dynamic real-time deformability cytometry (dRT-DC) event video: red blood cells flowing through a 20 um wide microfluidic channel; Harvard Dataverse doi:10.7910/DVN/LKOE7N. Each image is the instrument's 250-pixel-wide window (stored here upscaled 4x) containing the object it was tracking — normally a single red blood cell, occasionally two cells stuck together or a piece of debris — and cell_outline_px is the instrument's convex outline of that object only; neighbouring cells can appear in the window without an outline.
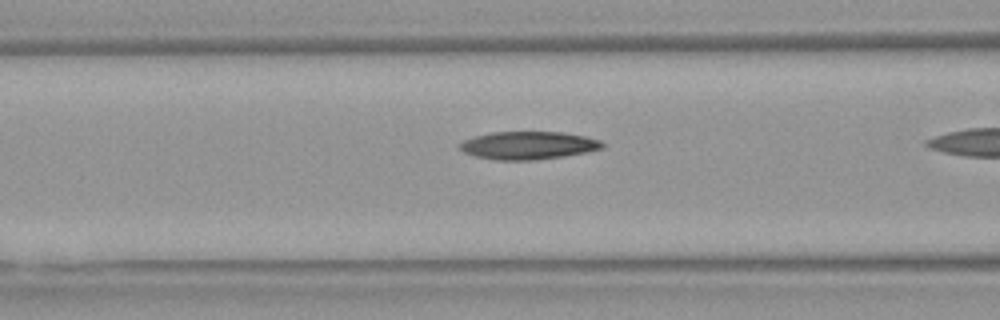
{"species": "Egyptian fruit bat (a non-hibernating species)", "species_latin": "Rousettus aegyptiacus", "temperature_condition": "warm", "stored_images_in_passage": 21, "camera_frame_rate_fps": 3000, "um_per_image_px": 0.085, "animal": {"sex": "female"}, "frame": {"image": 1, "passage_image": 17, "time_ms": 5.333, "image_size_px": [1000, 320], "cell_outline_px": [[604, 148], [564, 156], [536, 160], [496, 160], [476, 156], [464, 152], [460, 148], [460, 144], [464, 140], [476, 136], [492, 132], [564, 132], [584, 136], [600, 140], [604, 144]], "centroid_in_image_um": [44.92, 12.36], "position_along_channel_um": 121.7, "area_um2": 23.0}}